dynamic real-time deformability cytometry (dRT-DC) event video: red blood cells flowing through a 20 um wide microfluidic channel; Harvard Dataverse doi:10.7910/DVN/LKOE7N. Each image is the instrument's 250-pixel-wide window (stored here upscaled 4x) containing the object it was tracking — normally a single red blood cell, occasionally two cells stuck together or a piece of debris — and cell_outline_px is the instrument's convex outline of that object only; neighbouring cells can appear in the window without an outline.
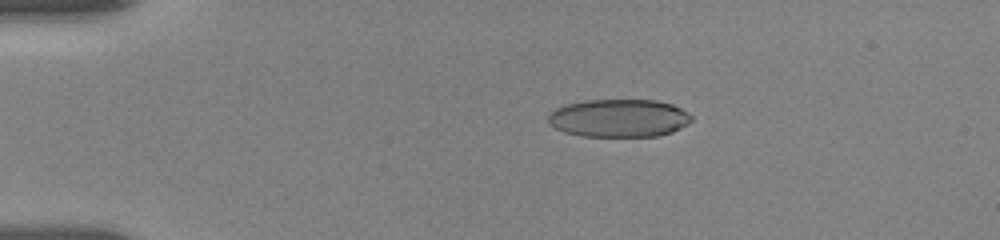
{"species": "human", "species_latin": "Homo sapiens", "temperature_condition": "room temperature", "stored_images_in_passage": 83, "camera_frame_rate_fps": 3000, "um_per_image_px": 0.085, "donor": {"sex": "female"}, "frame": {"image": 1, "passage_image": 22, "time_ms": 3.333, "image_size_px": [1000, 240], "cell_outline_px": [[692, 120], [688, 124], [672, 132], [660, 136], [584, 136], [564, 132], [548, 124], [548, 116], [556, 108], [564, 104], [584, 100], [656, 100], [672, 104], [688, 112], [692, 116]], "centroid_in_image_um": [52.61, 10.03], "position_along_channel_um": 32.4, "area_um2": 31.85}}
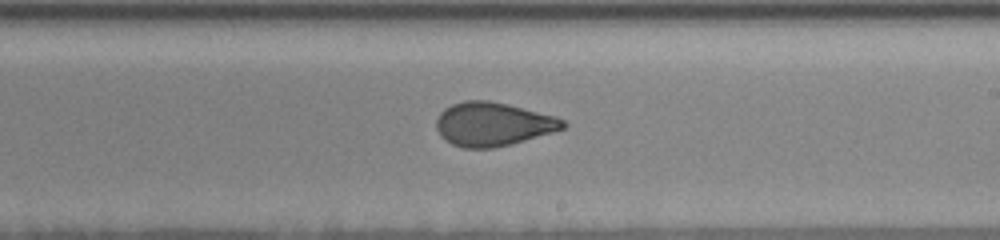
{"frame": {"image": 2, "passage_image": 53, "time_ms": 10.667, "image_size_px": [1000, 240], "cell_outline_px": [[568, 124], [564, 128], [552, 132], [512, 144], [492, 148], [464, 148], [452, 144], [444, 140], [440, 136], [436, 128], [436, 120], [440, 112], [444, 108], [452, 104], [464, 100], [488, 100], [508, 104], [556, 116], [564, 120]], "centroid_in_image_um": [41.88, 10.55], "position_along_channel_um": 247.1, "area_um2": 32.43}}
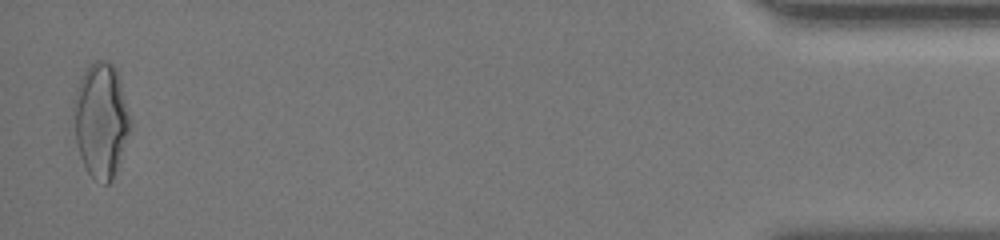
{"frame": {"image": 3, "passage_image": 83, "time_ms": 17.667, "image_size_px": [1000, 240], "cell_outline_px": [[132, 128], [112, 180], [108, 184], [104, 184], [92, 176], [88, 172], [80, 156], [76, 144], [72, 112], [72, 104], [76, 88], [88, 64], [92, 60], [104, 60], [112, 64], [116, 68], [120, 80], [132, 124]], "centroid_in_image_um": [8.57, 10.19], "position_along_channel_um": 426.6, "area_um2": 38.15}, "authors_computed_cell_mechanics": {"area_um2": 32.7726, "velocity_mm_per_s": 3.6831, "shape_relaxation_time_tau1_ms": 5.1899, "shape_relaxation_time_tau2_ms": 1.2851, "deformation_change_tau1": 0.1634, "deformation_change_tau2": 0.0656}}